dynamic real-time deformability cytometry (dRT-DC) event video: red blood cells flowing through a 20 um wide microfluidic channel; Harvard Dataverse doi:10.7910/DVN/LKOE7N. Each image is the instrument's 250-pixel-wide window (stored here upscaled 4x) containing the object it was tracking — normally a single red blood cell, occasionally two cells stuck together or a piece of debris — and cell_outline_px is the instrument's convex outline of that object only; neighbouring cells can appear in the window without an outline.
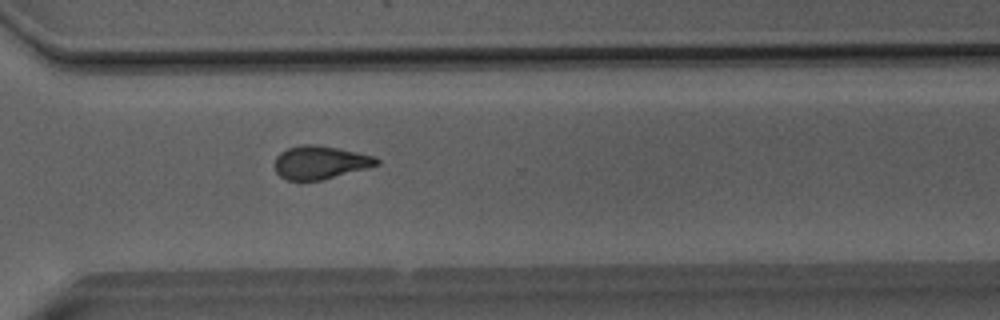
{"species": "Egyptian fruit bat (a non-hibernating species)", "species_latin": "Rousettus aegyptiacus", "temperature_condition": "room temperature", "stored_images_in_passage": 51, "camera_frame_rate_fps": 3000, "um_per_image_px": 0.085, "animal": {"sex": "male"}, "frame": {"image": 1, "passage_image": 37, "time_ms": 12.0, "image_size_px": [1000, 320], "cell_outline_px": [[380, 164], [320, 180], [288, 180], [280, 176], [276, 172], [276, 156], [280, 152], [288, 148], [304, 144], [316, 144], [376, 156], [380, 160]], "centroid_in_image_um": [27.21, 13.79], "position_along_channel_um": 343.4, "area_um2": 19.42}}
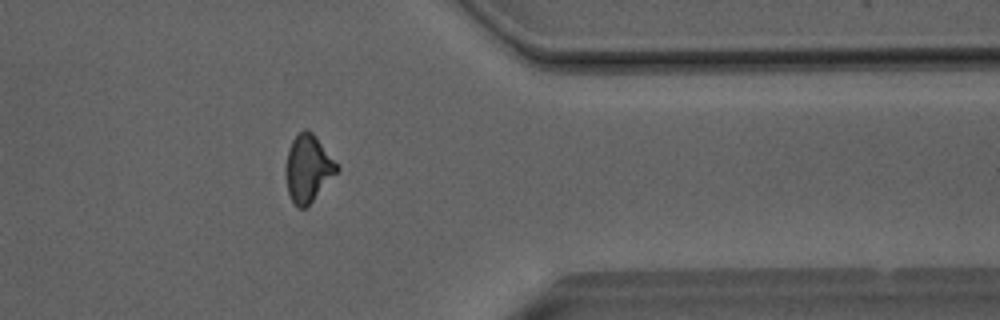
{"frame": {"image": 2, "passage_image": 41, "time_ms": 13.333, "image_size_px": [1000, 320], "cell_outline_px": [[340, 168], [312, 200], [304, 208], [296, 208], [288, 192], [284, 172], [284, 164], [288, 148], [292, 140], [304, 128], [312, 132]], "centroid_in_image_um": [26.12, 14.3], "position_along_channel_um": 385.3, "area_um2": 19.71}}
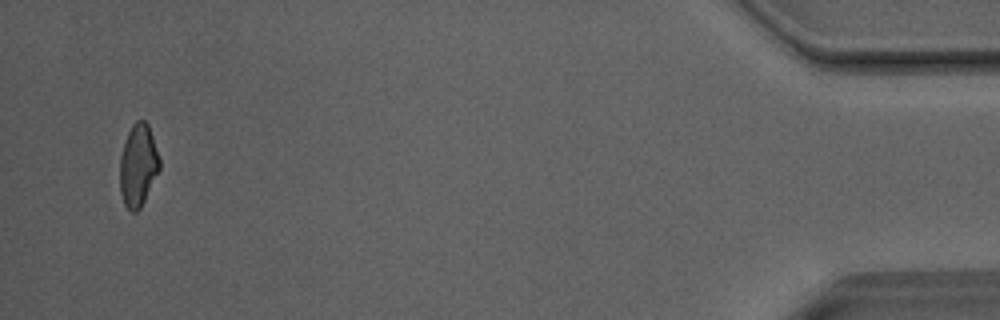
{"frame": {"image": 3, "passage_image": 49, "time_ms": 16.0, "image_size_px": [1000, 320], "cell_outline_px": [[160, 168], [140, 208], [136, 212], [132, 212], [124, 204], [120, 192], [120, 156], [128, 132], [132, 124], [136, 120], [144, 120], [148, 124], [160, 160]], "centroid_in_image_um": [11.73, 14.05], "position_along_channel_um": 423.5, "area_um2": 18.79}, "authors_computed_cell_mechanics": {"area_um2": 20.2878, "velocity_mm_per_s": 4.073, "shape_relaxation_time_tau1_ms": null, "shape_relaxation_time_tau2_ms": 1.9283, "deformation_change_tau1": null, "deformation_change_tau2": 0.0911}}